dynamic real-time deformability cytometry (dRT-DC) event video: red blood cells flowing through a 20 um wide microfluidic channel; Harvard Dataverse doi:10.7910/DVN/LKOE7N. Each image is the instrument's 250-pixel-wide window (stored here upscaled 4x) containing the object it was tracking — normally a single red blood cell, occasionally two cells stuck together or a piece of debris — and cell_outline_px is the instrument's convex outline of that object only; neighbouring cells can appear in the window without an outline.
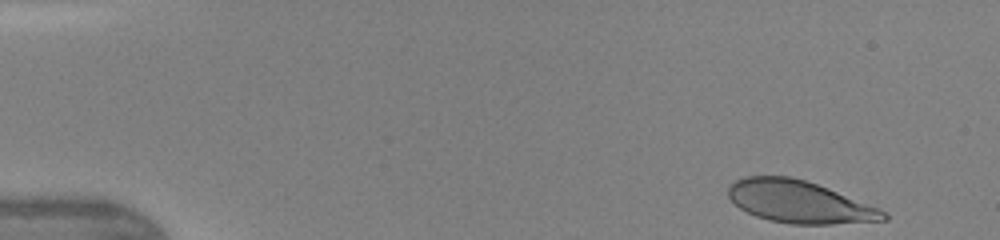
{"species": "human", "species_latin": "Homo sapiens", "temperature_condition": "warm", "stored_images_in_passage": 38, "camera_frame_rate_fps": 3000, "um_per_image_px": 0.085, "donor": {"sex": "female"}, "frame": {"image": 1, "passage_image": 1, "time_ms": 0.0, "image_size_px": [1000, 240], "cell_outline_px": [[888, 220], [832, 224], [792, 224], [768, 220], [756, 216], [740, 208], [728, 196], [728, 184], [744, 176], [792, 176], [828, 188], [880, 208], [888, 216]], "centroid_in_image_um": [67.93, 17.15], "position_along_channel_um": 17.1, "area_um2": 38.15}}
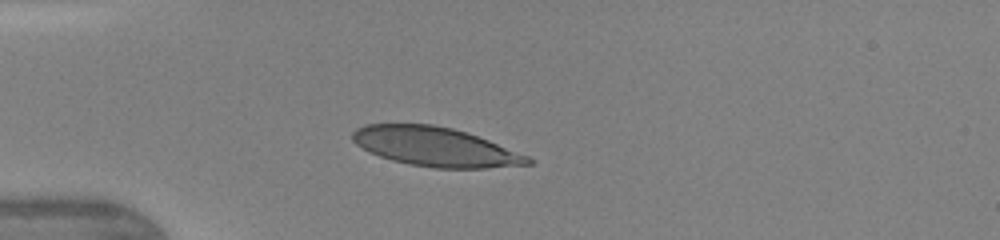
{"frame": {"image": 2, "passage_image": 10, "time_ms": 3.0, "image_size_px": [1000, 240], "cell_outline_px": [[536, 160], [532, 164], [488, 168], [436, 168], [408, 164], [392, 160], [368, 152], [356, 144], [352, 140], [352, 132], [356, 128], [364, 124], [432, 124], [452, 128], [488, 140], [528, 156]], "centroid_in_image_um": [36.98, 12.48], "position_along_channel_um": 48.0, "area_um2": 39.94}}
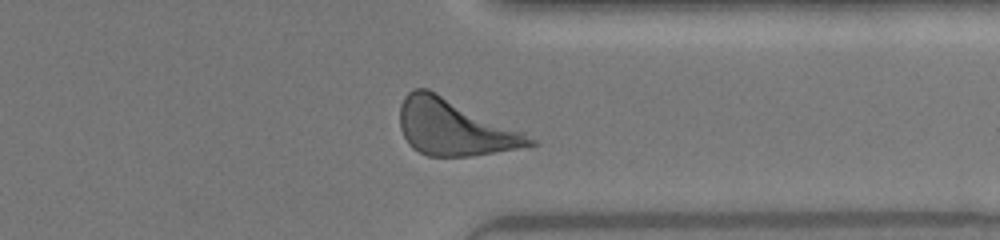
{"frame": {"image": 3, "passage_image": 34, "time_ms": 11.0, "image_size_px": [1000, 240], "cell_outline_px": [[540, 144], [468, 156], [428, 156], [412, 148], [408, 144], [400, 128], [400, 104], [404, 96], [408, 92], [416, 88], [428, 88], [524, 132], [536, 140]], "centroid_in_image_um": [38.59, 10.82], "position_along_channel_um": 372.8, "area_um2": 42.14}, "authors_computed_cell_mechanics": {"area_um2": 40.5178, "velocity_mm_per_s": 4.3247, "shape_relaxation_time_tau1_ms": 2.8184, "shape_relaxation_time_tau2_ms": null, "deformation_change_tau1": 0.1588, "deformation_change_tau2": null}}